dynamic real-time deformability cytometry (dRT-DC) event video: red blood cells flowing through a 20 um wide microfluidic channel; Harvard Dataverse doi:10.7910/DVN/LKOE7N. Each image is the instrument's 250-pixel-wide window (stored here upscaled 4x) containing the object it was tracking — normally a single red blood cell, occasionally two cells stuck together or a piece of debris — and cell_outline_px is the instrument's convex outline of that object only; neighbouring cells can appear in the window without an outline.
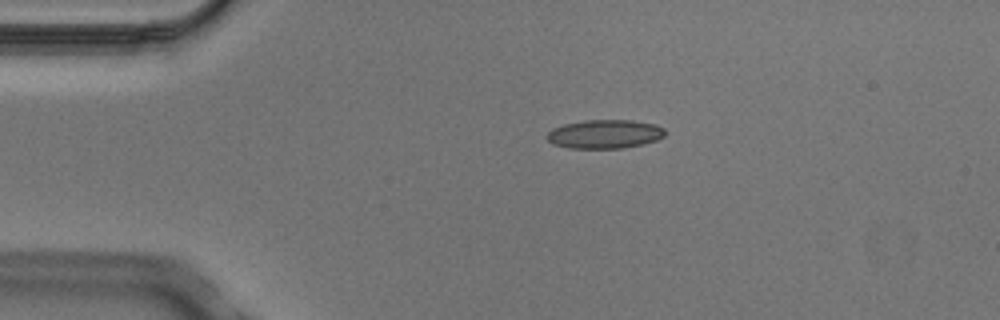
{"species": "Egyptian fruit bat (a non-hibernating species)", "species_latin": "Rousettus aegyptiacus", "temperature_condition": "cold", "stored_images_in_passage": 3, "camera_frame_rate_fps": 3000, "um_per_image_px": 0.085, "animal": {"sex": "male"}, "frame": {"image": 1, "passage_image": 2, "time_ms": 0.333, "image_size_px": [1000, 320], "cell_outline_px": [[664, 136], [656, 140], [644, 144], [624, 148], [568, 148], [552, 144], [544, 136], [552, 128], [564, 124], [584, 120], [632, 120], [656, 124], [664, 128]], "centroid_in_image_um": [51.38, 11.39], "position_along_channel_um": 33.6, "area_um2": 20.0}}